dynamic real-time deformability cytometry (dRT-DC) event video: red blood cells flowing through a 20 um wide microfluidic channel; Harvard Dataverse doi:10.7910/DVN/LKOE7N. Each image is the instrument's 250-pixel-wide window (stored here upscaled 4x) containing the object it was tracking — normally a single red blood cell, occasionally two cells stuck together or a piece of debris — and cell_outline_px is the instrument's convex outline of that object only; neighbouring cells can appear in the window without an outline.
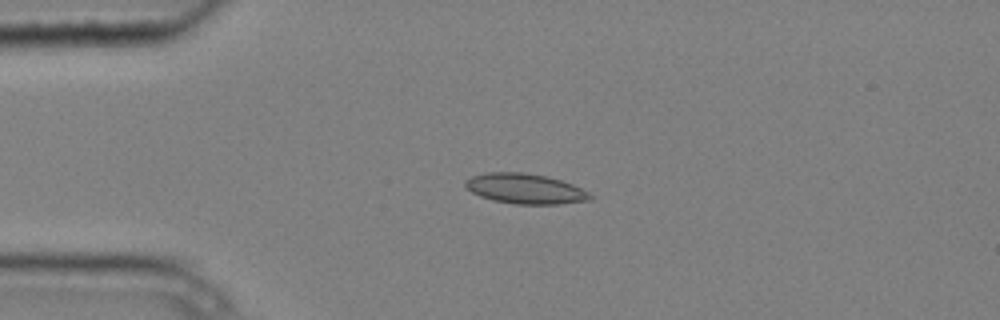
{"species": "common noctule bat (a hibernating species)", "species_latin": "Nyctalus noctula", "temperature_condition": "cold", "stored_images_in_passage": 5, "camera_frame_rate_fps": 3000, "um_per_image_px": 0.085, "animal": {"sex": "male", "body_mass_g": 20.4}, "frame": {"image": 1, "passage_image": 4, "time_ms": 1.0, "image_size_px": [1000, 320], "cell_outline_px": [[592, 200], [556, 204], [516, 204], [492, 200], [480, 196], [472, 192], [464, 184], [464, 180], [472, 176], [488, 172], [524, 172], [548, 176], [572, 184], [588, 192], [592, 196]], "centroid_in_image_um": [44.63, 16.03], "position_along_channel_um": 40.4, "area_um2": 21.91}}